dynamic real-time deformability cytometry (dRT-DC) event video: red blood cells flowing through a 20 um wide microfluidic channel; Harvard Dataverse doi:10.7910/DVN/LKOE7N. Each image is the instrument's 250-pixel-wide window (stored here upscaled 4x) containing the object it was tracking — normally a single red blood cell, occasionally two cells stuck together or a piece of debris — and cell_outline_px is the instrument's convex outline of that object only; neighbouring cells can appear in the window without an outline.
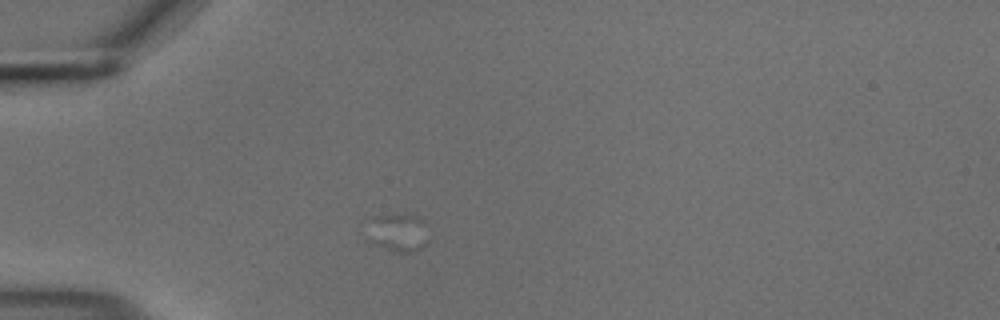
{"species": "common noctule bat (a hibernating species)", "species_latin": "Nyctalus noctula", "temperature_condition": "cold", "stored_images_in_passage": 10, "camera_frame_rate_fps": 3000, "um_per_image_px": 0.085, "animal": {"sex": "male", "body_mass_g": 18.8}, "frame": {"image": 1, "passage_image": 6, "time_ms": 1.667, "image_size_px": [1000, 320], "cell_outline_px": [[428, 244], [416, 252], [400, 252], [376, 244], [368, 240], [372, 220], [376, 216], [416, 216], [424, 220], [428, 240]], "centroid_in_image_um": [33.93, 19.81], "position_along_channel_um": 51.1, "area_um2": 13.01}}